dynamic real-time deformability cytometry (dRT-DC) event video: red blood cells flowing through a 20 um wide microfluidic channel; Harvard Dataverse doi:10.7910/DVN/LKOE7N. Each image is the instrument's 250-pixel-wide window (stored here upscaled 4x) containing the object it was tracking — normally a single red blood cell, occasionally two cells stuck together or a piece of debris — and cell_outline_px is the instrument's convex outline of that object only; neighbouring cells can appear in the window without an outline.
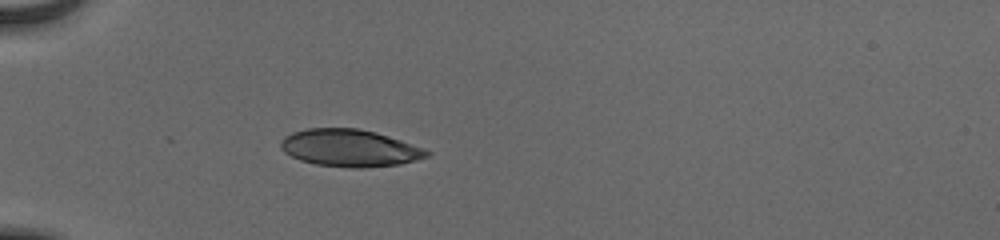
{"species": "human", "species_latin": "Homo sapiens", "temperature_condition": "cold", "stored_images_in_passage": 37, "camera_frame_rate_fps": 3000, "um_per_image_px": 0.085, "donor": {"sex": "male"}, "frame": {"image": 1, "passage_image": 1, "time_ms": 0.0, "image_size_px": [1000, 240], "cell_outline_px": [[432, 152], [428, 156], [416, 160], [400, 164], [364, 168], [348, 168], [316, 164], [300, 160], [284, 152], [280, 148], [280, 140], [284, 136], [292, 132], [308, 128], [356, 128], [376, 132], [424, 148]], "centroid_in_image_um": [29.71, 12.58], "position_along_channel_um": 55.3, "area_um2": 31.79}}
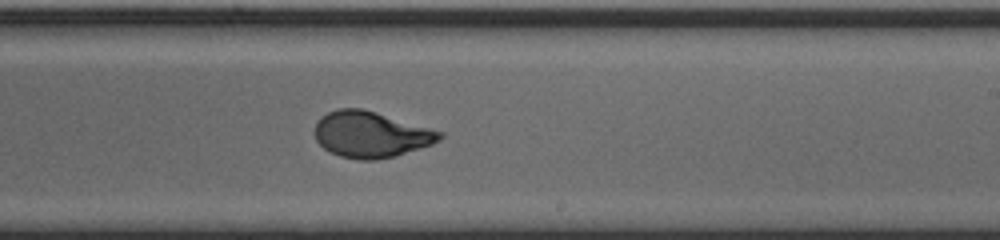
{"frame": {"image": 2, "passage_image": 18, "time_ms": 5.667, "image_size_px": [1000, 240], "cell_outline_px": [[444, 136], [440, 140], [432, 144], [396, 156], [376, 160], [360, 160], [340, 156], [324, 148], [316, 140], [316, 124], [320, 116], [336, 108], [364, 108], [444, 132]], "centroid_in_image_um": [31.54, 11.42], "position_along_channel_um": 257.5, "area_um2": 33.64}}
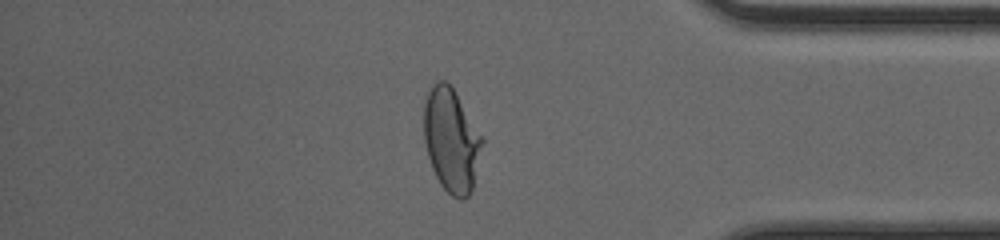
{"frame": {"image": 3, "passage_image": 30, "time_ms": 9.667, "image_size_px": [1000, 240], "cell_outline_px": [[484, 140], [472, 192], [464, 200], [460, 200], [452, 196], [440, 184], [432, 168], [428, 156], [424, 140], [424, 104], [428, 88], [432, 84], [440, 80], [448, 80], [484, 136]], "centroid_in_image_um": [38.38, 11.89], "position_along_channel_um": 396.8, "area_um2": 35.84}, "authors_computed_cell_mechanics": {"area_um2": 33.4662, "velocity_mm_per_s": 3.9063, "shape_relaxation_time_tau1_ms": 3.2327, "shape_relaxation_time_tau2_ms": null, "deformation_change_tau1": 0.1784, "deformation_change_tau2": null}}